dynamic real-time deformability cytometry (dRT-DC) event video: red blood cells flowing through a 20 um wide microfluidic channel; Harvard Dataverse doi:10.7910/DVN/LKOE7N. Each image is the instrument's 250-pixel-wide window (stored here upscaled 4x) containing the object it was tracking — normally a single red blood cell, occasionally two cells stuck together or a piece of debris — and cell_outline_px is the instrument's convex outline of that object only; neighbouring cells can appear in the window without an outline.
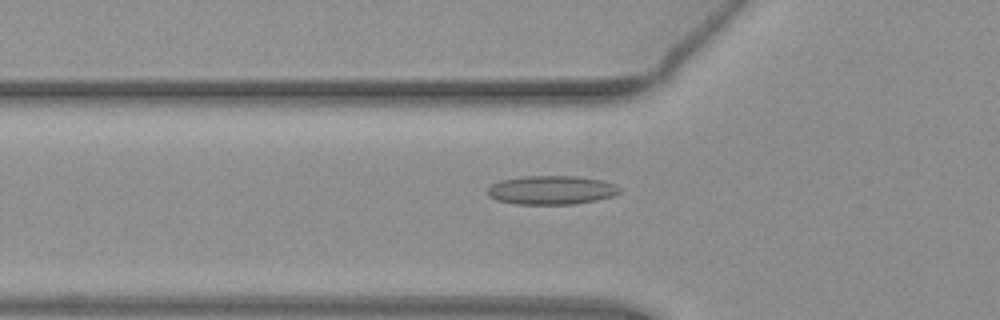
{"species": "common noctule bat (a hibernating species)", "species_latin": "Nyctalus noctula", "temperature_condition": "warm", "stored_images_in_passage": 45, "camera_frame_rate_fps": 3000, "um_per_image_px": 0.085, "animal": {"sex": "female", "body_mass_g": 19.3, "forearm_length_mm": 54.1}, "frame": {"image": 1, "passage_image": 11, "time_ms": 3.333, "image_size_px": [1000, 320], "cell_outline_px": [[620, 192], [612, 196], [596, 200], [572, 204], [516, 204], [496, 200], [488, 196], [488, 188], [492, 184], [500, 180], [520, 176], [576, 176], [604, 180], [616, 184], [620, 188]], "centroid_in_image_um": [46.87, 16.15], "position_along_channel_um": 78.9, "area_um2": 22.31}}
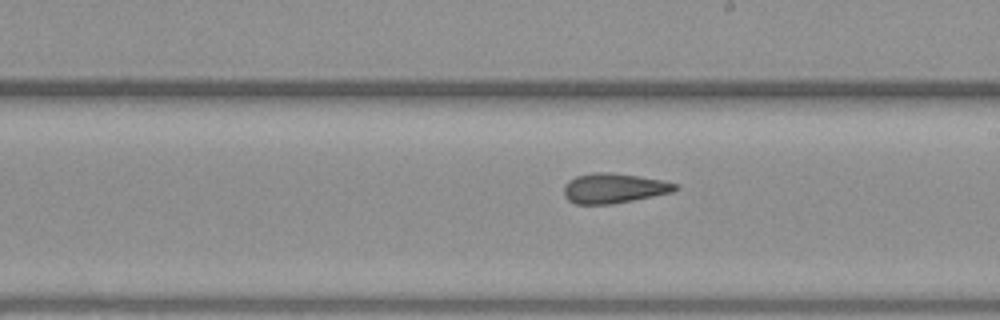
{"frame": {"image": 2, "passage_image": 23, "time_ms": 7.333, "image_size_px": [1000, 320], "cell_outline_px": [[680, 188], [672, 192], [612, 204], [576, 204], [568, 200], [564, 196], [564, 188], [568, 180], [576, 176], [592, 172], [608, 172], [664, 180], [680, 184]], "centroid_in_image_um": [52.19, 15.99], "position_along_channel_um": 236.8, "area_um2": 19.42}}
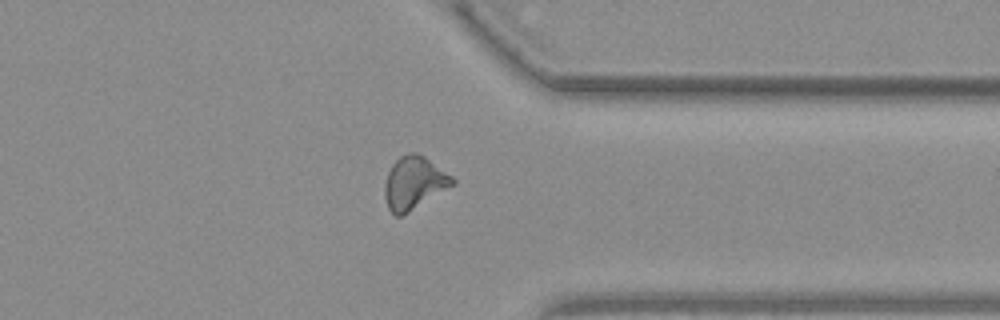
{"frame": {"image": 3, "passage_image": 34, "time_ms": 11.0, "image_size_px": [1000, 320], "cell_outline_px": [[456, 184], [400, 216], [396, 216], [388, 208], [384, 196], [384, 184], [388, 172], [392, 164], [400, 156], [408, 152], [416, 152], [424, 156], [452, 176], [456, 180]], "centroid_in_image_um": [35.19, 15.52], "position_along_channel_um": 376.2, "area_um2": 20.69}, "authors_computed_cell_mechanics": {"area_um2": 20.0566, "velocity_mm_per_s": 3.9252, "shape_relaxation_time_tau1_ms": null, "shape_relaxation_time_tau2_ms": 3.1018, "deformation_change_tau1": null, "deformation_change_tau2": 0.1254}}